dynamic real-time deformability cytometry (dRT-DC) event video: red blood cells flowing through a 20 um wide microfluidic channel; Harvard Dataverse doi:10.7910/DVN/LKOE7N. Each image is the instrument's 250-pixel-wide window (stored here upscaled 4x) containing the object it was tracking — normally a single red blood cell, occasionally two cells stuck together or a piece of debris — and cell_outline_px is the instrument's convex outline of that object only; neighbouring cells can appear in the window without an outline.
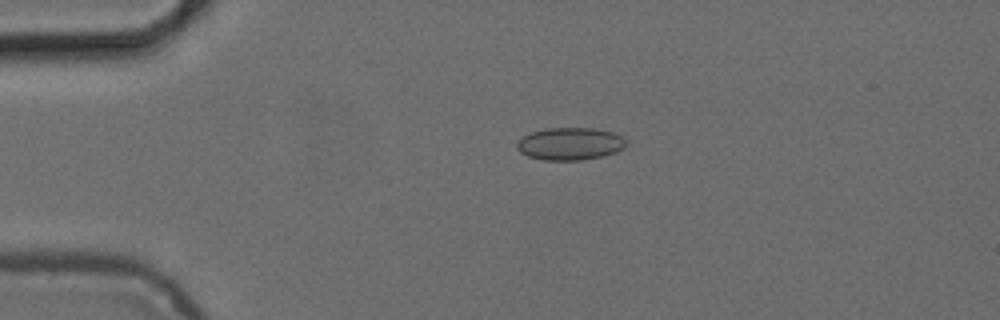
{"species": "common noctule bat (a hibernating species)", "species_latin": "Nyctalus noctula", "temperature_condition": "cold", "stored_images_in_passage": 4, "camera_frame_rate_fps": 3000, "um_per_image_px": 0.085, "animal": {"sex": "female", "body_mass_g": 24.6, "forearm_length_mm": 56.2}, "frame": {"image": 1, "passage_image": 3, "time_ms": 2.667, "image_size_px": [1000, 320], "cell_outline_px": [[624, 148], [616, 152], [600, 156], [580, 160], [544, 160], [528, 156], [520, 152], [516, 148], [516, 144], [524, 136], [532, 132], [544, 128], [592, 128], [612, 132], [620, 136], [624, 140]], "centroid_in_image_um": [48.41, 12.22], "position_along_channel_um": 36.6, "area_um2": 20.4}}
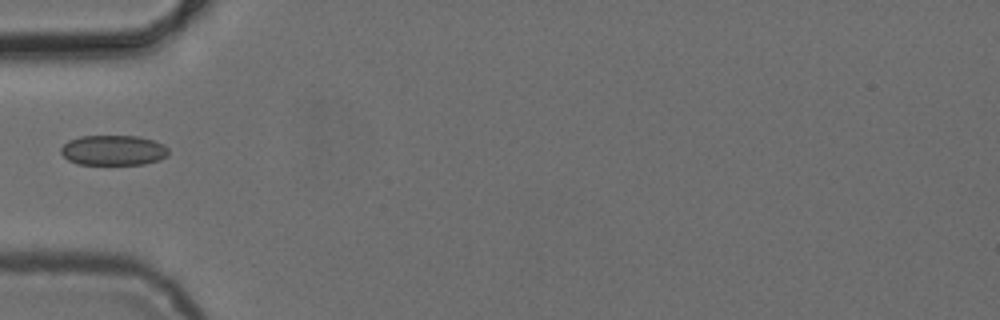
{"frame": {"image": 2, "passage_image": 4, "time_ms": 4.667, "image_size_px": [1000, 320], "cell_outline_px": [[168, 156], [160, 160], [144, 164], [76, 164], [68, 160], [60, 152], [60, 148], [68, 140], [80, 136], [140, 136], [164, 144], [168, 148]], "centroid_in_image_um": [9.64, 12.77], "position_along_channel_um": 75.4, "area_um2": 19.07}}